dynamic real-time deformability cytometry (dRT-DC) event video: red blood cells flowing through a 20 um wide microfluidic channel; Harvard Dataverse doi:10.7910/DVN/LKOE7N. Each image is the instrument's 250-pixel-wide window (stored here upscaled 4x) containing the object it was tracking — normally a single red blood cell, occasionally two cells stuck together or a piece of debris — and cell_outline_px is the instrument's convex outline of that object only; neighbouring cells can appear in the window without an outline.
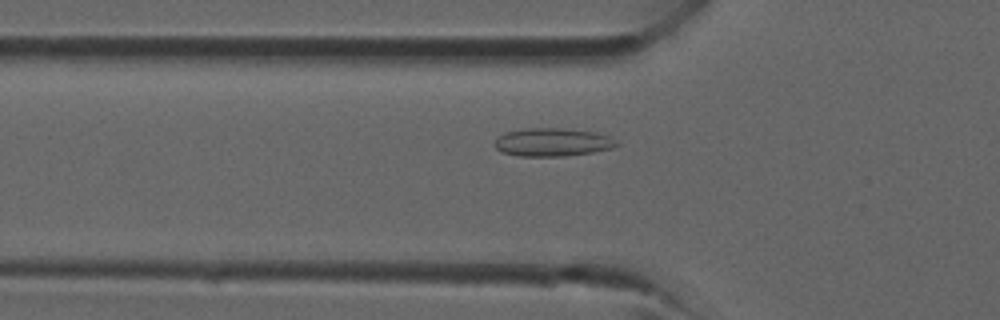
{"species": "common noctule bat (a hibernating species)", "species_latin": "Nyctalus noctula", "temperature_condition": "room temperature", "stored_images_in_passage": 39, "camera_frame_rate_fps": 3000, "um_per_image_px": 0.085, "animal": {"sex": "male", "forearm_length_mm": 52.5}, "frame": {"image": 1, "passage_image": 13, "time_ms": 4.0, "image_size_px": [1000, 320], "cell_outline_px": [[620, 144], [612, 148], [592, 152], [564, 156], [520, 156], [500, 152], [492, 144], [504, 132], [528, 128], [560, 128], [596, 132], [608, 136], [616, 140]], "centroid_in_image_um": [46.95, 12.09], "position_along_channel_um": 78.9, "area_um2": 20.06}}
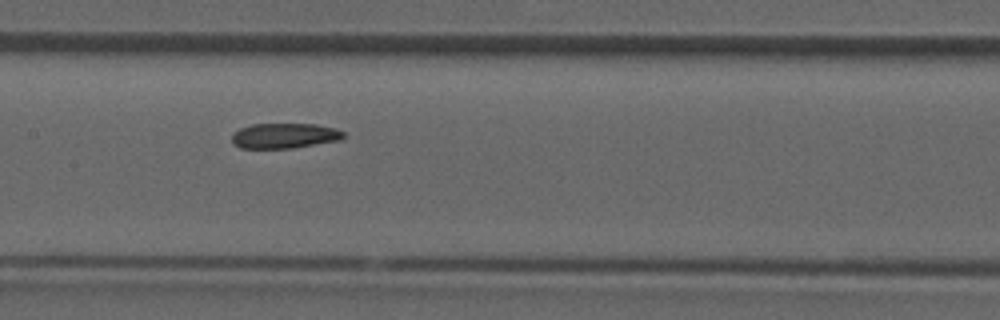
{"frame": {"image": 2, "passage_image": 19, "time_ms": 6.0, "image_size_px": [1000, 320], "cell_outline_px": [[344, 136], [340, 140], [292, 148], [240, 148], [232, 144], [232, 136], [240, 128], [252, 124], [316, 124], [336, 128], [344, 132]], "centroid_in_image_um": [24.18, 11.54], "position_along_channel_um": 183.2, "area_um2": 16.36}}
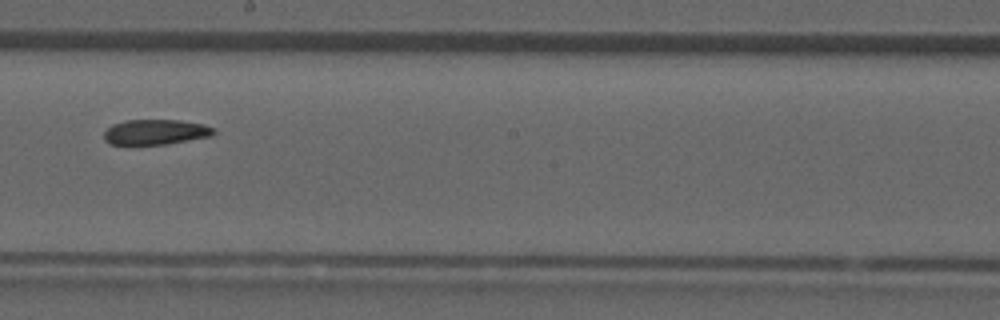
{"frame": {"image": 3, "passage_image": 22, "time_ms": 7.0, "image_size_px": [1000, 320], "cell_outline_px": [[216, 132], [212, 136], [164, 144], [108, 144], [104, 140], [104, 132], [112, 124], [124, 120], [180, 120], [204, 124], [216, 128]], "centroid_in_image_um": [13.24, 11.21], "position_along_channel_um": 235.0, "area_um2": 16.18}}